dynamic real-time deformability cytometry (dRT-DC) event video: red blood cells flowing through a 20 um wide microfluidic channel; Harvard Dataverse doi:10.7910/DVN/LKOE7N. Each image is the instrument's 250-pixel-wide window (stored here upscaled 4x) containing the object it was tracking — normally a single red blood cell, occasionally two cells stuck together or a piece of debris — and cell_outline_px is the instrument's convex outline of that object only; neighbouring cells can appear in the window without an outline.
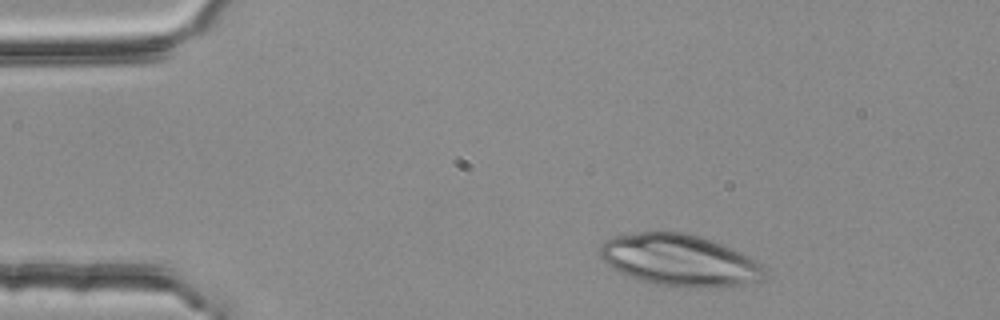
{"species": "common noctule bat (a hibernating species)", "species_latin": "Nyctalus noctula", "temperature_condition": "room temperature", "stored_images_in_passage": 2, "camera_frame_rate_fps": 3000, "um_per_image_px": 0.085, "animal": {"sex": "female", "body_mass_g": 25.1}, "frame": {"image": 1, "passage_image": 1, "time_ms": 0.0, "image_size_px": [1000, 320], "cell_outline_px": [[764, 280], [748, 284], [700, 288], [688, 288], [656, 284], [640, 280], [620, 272], [612, 268], [600, 256], [600, 248], [612, 236], [636, 232], [684, 232], [712, 240], [752, 256], [756, 260], [764, 272]], "centroid_in_image_um": [57.79, 22.13], "position_along_channel_um": 27.2, "area_um2": 49.42}}